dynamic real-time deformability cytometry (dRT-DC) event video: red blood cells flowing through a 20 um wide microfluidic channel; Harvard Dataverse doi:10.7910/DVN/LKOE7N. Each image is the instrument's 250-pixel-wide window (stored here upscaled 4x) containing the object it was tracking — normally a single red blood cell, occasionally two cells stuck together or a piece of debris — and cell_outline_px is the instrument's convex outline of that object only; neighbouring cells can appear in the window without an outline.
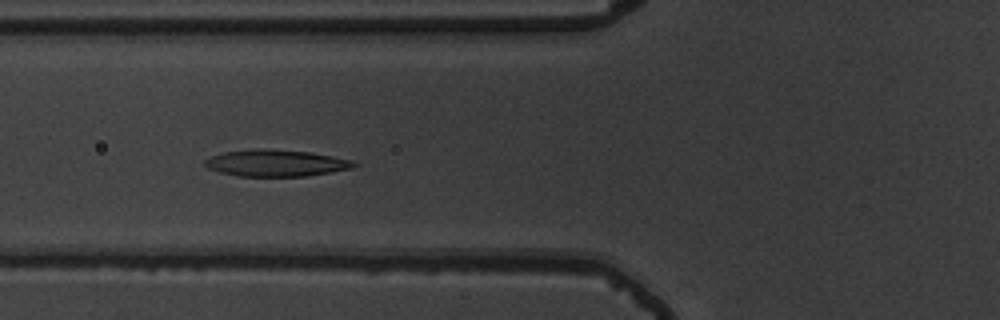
{"species": "common noctule bat (a hibernating species)", "species_latin": "Nyctalus noctula", "temperature_condition": "warm", "stored_images_in_passage": 43, "camera_frame_rate_fps": 3000, "um_per_image_px": 0.085, "animal": {"sex": "male", "body_mass_g": 19.5, "forearm_length_mm": 54.6}, "frame": {"image": 1, "passage_image": 14, "time_ms": 4.333, "image_size_px": [1000, 320], "cell_outline_px": [[360, 164], [352, 168], [332, 172], [304, 176], [240, 176], [220, 172], [208, 168], [204, 164], [204, 160], [212, 156], [224, 152], [256, 148], [268, 148], [308, 152], [332, 156], [348, 160]], "centroid_in_image_um": [23.44, 13.85], "position_along_channel_um": 102.4, "area_um2": 23.06}}
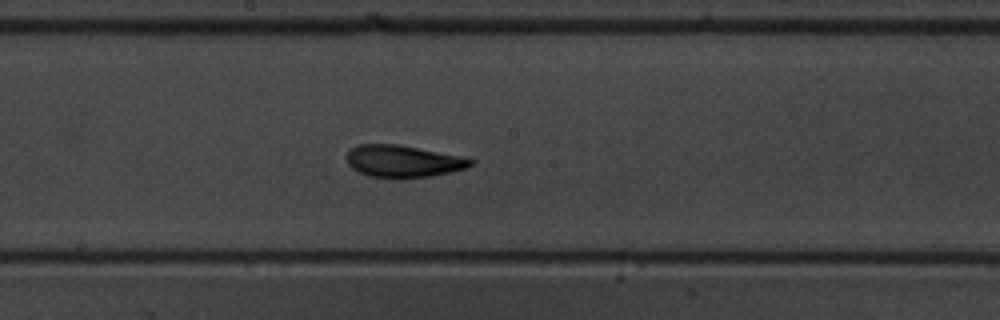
{"frame": {"image": 2, "passage_image": 23, "time_ms": 7.333, "image_size_px": [1000, 320], "cell_outline_px": [[472, 164], [468, 168], [452, 172], [432, 176], [400, 180], [368, 176], [352, 168], [348, 164], [348, 152], [352, 148], [360, 144], [396, 144], [460, 156], [472, 160]], "centroid_in_image_um": [34.26, 13.74], "position_along_channel_um": 213.9, "area_um2": 23.29}}
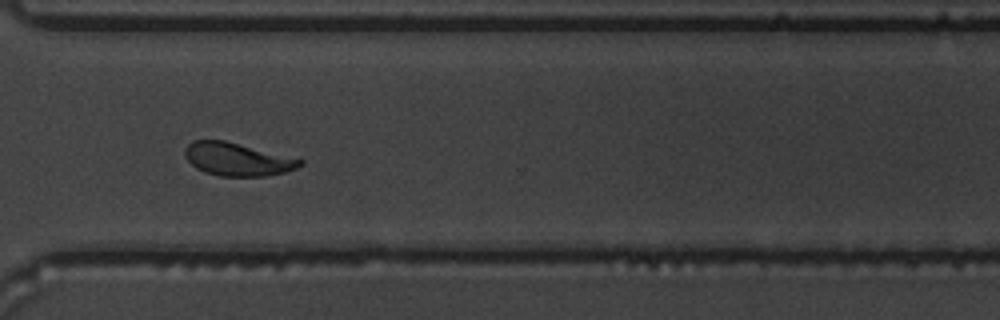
{"frame": {"image": 3, "passage_image": 34, "time_ms": 11.0, "image_size_px": [1000, 320], "cell_outline_px": [[304, 164], [296, 168], [284, 172], [268, 176], [220, 176], [204, 172], [196, 168], [184, 156], [184, 148], [192, 140], [224, 140], [300, 156], [304, 160]], "centroid_in_image_um": [20.27, 13.51], "position_along_channel_um": 350.3, "area_um2": 22.95}, "authors_computed_cell_mechanics": {"area_um2": 22.5998, "velocity_mm_per_s": 3.7197, "shape_relaxation_time_tau1_ms": 2.8968, "shape_relaxation_time_tau2_ms": 2.1392, "deformation_change_tau1": 0.1694, "deformation_change_tau2": 0.064}}